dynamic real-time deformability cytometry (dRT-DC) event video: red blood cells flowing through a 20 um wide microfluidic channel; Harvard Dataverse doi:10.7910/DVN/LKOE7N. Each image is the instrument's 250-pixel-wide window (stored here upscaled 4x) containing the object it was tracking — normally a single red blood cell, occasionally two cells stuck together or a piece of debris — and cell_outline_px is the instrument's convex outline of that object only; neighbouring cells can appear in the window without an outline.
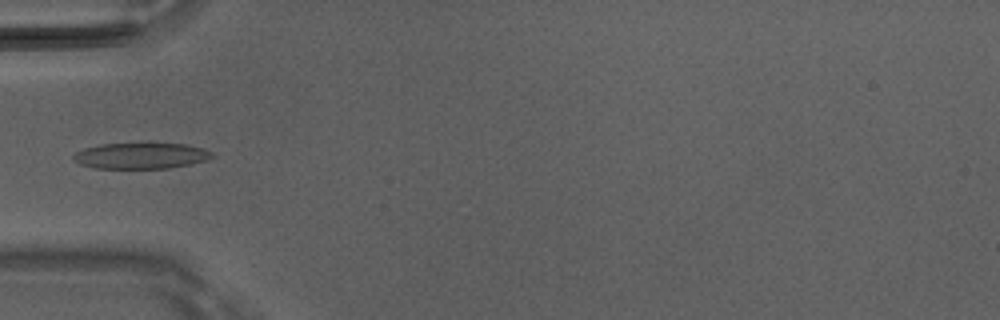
{"species": "Egyptian fruit bat (a non-hibernating species)", "species_latin": "Rousettus aegyptiacus", "temperature_condition": "room temperature", "stored_images_in_passage": 5, "camera_frame_rate_fps": 3000, "um_per_image_px": 0.085, "animal": {"sex": "male"}, "frame": {"image": 1, "passage_image": 5, "time_ms": 1.333, "image_size_px": [1000, 320], "cell_outline_px": [[216, 156], [208, 160], [192, 164], [168, 168], [96, 168], [80, 164], [72, 160], [72, 156], [76, 152], [84, 148], [100, 144], [148, 140], [152, 140], [184, 144], [204, 148], [212, 152]], "centroid_in_image_um": [12.02, 13.18], "position_along_channel_um": 73.0, "area_um2": 22.25}}